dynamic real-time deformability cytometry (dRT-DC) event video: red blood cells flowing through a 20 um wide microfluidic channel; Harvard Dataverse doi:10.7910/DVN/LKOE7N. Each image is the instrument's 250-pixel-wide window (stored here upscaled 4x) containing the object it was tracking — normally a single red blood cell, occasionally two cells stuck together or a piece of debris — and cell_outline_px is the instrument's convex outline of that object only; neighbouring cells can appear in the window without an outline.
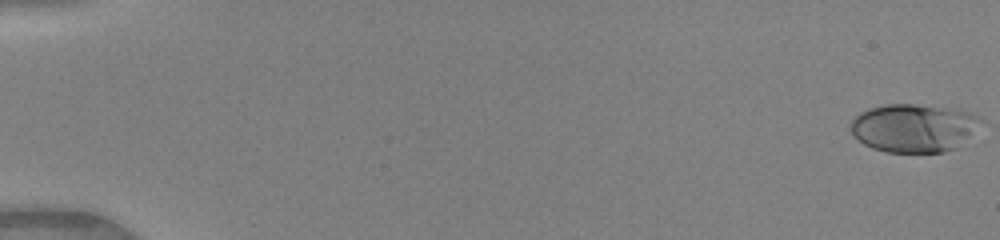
{"species": "human", "species_latin": "Homo sapiens", "temperature_condition": "warm", "stored_images_in_passage": 49, "camera_frame_rate_fps": 3000, "um_per_image_px": 0.085, "donor": {"sex": "female"}, "frame": {"image": 1, "passage_image": 1, "time_ms": 0.0, "image_size_px": [1000, 240], "cell_outline_px": [[984, 120], [956, 148], [944, 152], [888, 152], [872, 148], [864, 144], [852, 136], [852, 120], [860, 112], [868, 108], [884, 104], [916, 104], [960, 108], [972, 112]], "centroid_in_image_um": [77.68, 10.85], "position_along_channel_um": 7.3, "area_um2": 36.88}}
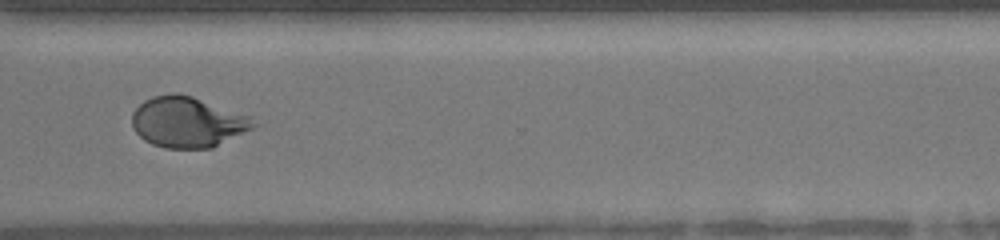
{"frame": {"image": 2, "passage_image": 38, "time_ms": 12.333, "image_size_px": [1000, 240], "cell_outline_px": [[260, 124], [212, 148], [164, 148], [152, 144], [144, 140], [132, 128], [132, 112], [144, 100], [152, 96], [172, 92], [176, 92], [192, 96], [252, 116]], "centroid_in_image_um": [15.95, 10.36], "position_along_channel_um": 354.7, "area_um2": 36.13}}
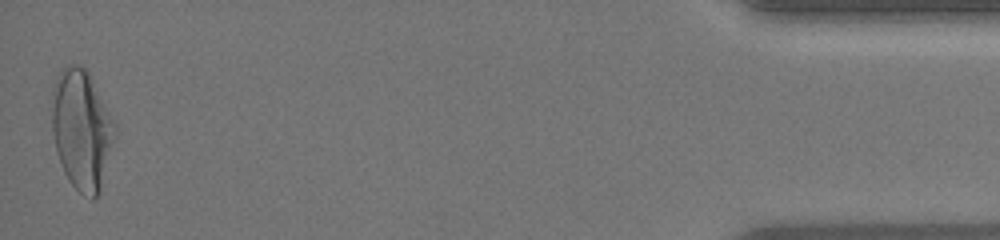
{"frame": {"image": 3, "passage_image": 49, "time_ms": 16.0, "image_size_px": [1000, 240], "cell_outline_px": [[116, 132], [100, 188], [96, 196], [92, 200], [84, 196], [68, 180], [64, 172], [56, 152], [52, 132], [52, 88], [56, 76], [68, 64], [80, 64], [88, 72], [116, 124]], "centroid_in_image_um": [6.92, 10.98], "position_along_channel_um": 428.3, "area_um2": 43.75}, "authors_computed_cell_mechanics": {"area_um2": 34.969, "velocity_mm_per_s": 4.1222, "shape_relaxation_time_tau1_ms": 6.0237, "shape_relaxation_time_tau2_ms": null, "deformation_change_tau1": 0.2381, "deformation_change_tau2": null}}